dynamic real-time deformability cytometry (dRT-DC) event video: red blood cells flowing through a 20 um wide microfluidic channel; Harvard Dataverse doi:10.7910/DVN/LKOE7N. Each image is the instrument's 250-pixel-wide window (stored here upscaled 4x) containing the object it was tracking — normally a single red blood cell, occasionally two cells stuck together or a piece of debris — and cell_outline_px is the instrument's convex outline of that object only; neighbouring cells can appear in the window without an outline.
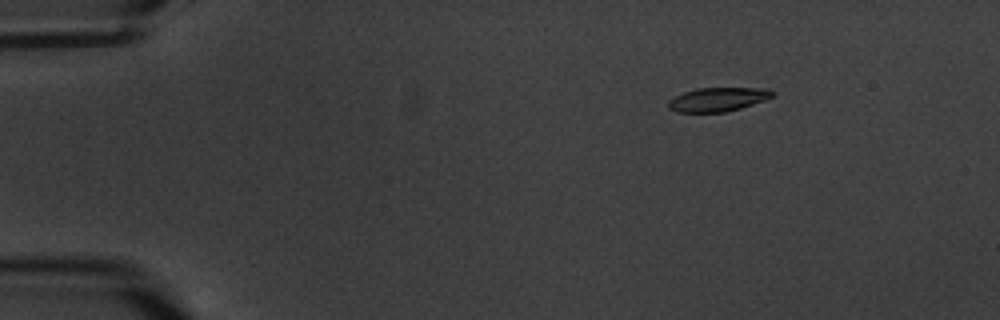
{"species": "common noctule bat (a hibernating species)", "species_latin": "Nyctalus noctula", "temperature_condition": "warm", "stored_images_in_passage": 5, "camera_frame_rate_fps": 3000, "um_per_image_px": 0.085, "animal": {"sex": "male", "body_mass_g": 20.1, "forearm_length_mm": 53.5}, "frame": {"image": 1, "passage_image": 3, "time_ms": 2.333, "image_size_px": [1000, 320], "cell_outline_px": [[776, 92], [772, 96], [764, 100], [740, 108], [724, 112], [680, 112], [668, 108], [668, 100], [684, 92], [696, 88], [768, 88]], "centroid_in_image_um": [61.02, 8.44], "position_along_channel_um": 24.0, "area_um2": 14.39}}